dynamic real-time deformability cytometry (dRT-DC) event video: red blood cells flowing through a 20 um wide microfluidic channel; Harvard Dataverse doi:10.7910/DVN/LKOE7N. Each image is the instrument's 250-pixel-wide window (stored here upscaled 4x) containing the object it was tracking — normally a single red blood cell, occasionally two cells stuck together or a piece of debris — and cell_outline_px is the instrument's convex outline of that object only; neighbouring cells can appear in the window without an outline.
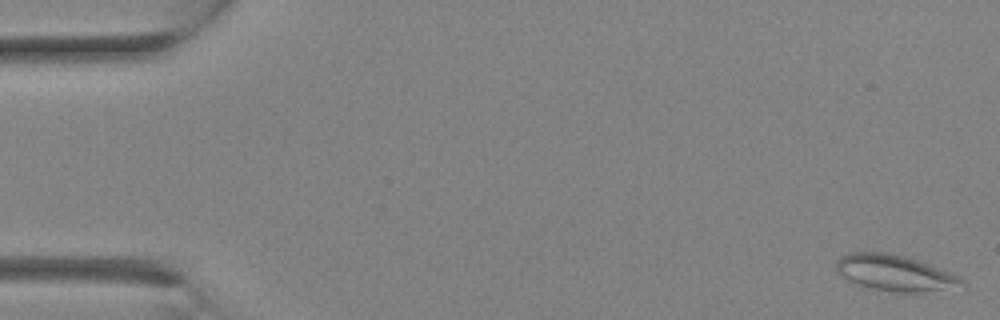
{"species": "Egyptian fruit bat (a non-hibernating species)", "species_latin": "Rousettus aegyptiacus", "temperature_condition": "room temperature", "stored_images_in_passage": 12, "camera_frame_rate_fps": 3000, "um_per_image_px": 0.085, "animal": {"sex": "female"}, "frame": {"image": 1, "passage_image": 1, "time_ms": 0.0, "image_size_px": [1000, 320], "cell_outline_px": [[964, 288], [924, 292], [896, 292], [868, 288], [856, 284], [848, 280], [836, 272], [836, 260], [840, 256], [848, 252], [888, 252], [904, 256], [928, 264], [948, 272], [956, 276], [964, 284]], "centroid_in_image_um": [76.01, 23.21], "position_along_channel_um": 9.0, "area_um2": 26.41}}
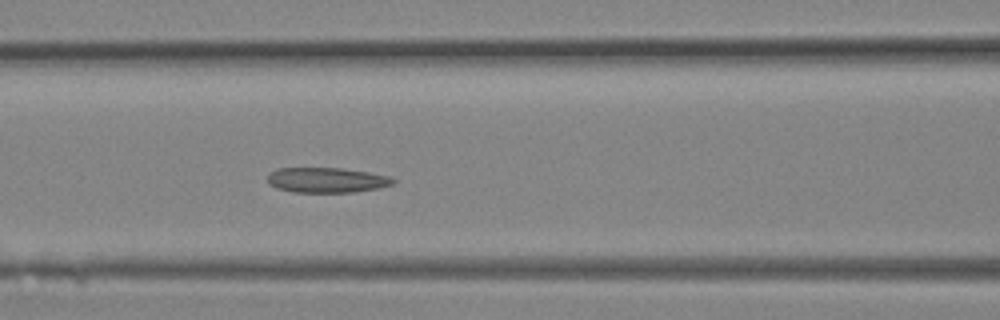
{"frame": {"image": 2, "passage_image": 12, "time_ms": 3.667, "image_size_px": [1000, 320], "cell_outline_px": [[396, 180], [392, 184], [380, 188], [352, 192], [292, 192], [276, 188], [268, 184], [268, 172], [276, 168], [344, 168], [368, 172], [388, 176]], "centroid_in_image_um": [27.73, 15.3], "position_along_channel_um": 138.9, "area_um2": 18.5}}